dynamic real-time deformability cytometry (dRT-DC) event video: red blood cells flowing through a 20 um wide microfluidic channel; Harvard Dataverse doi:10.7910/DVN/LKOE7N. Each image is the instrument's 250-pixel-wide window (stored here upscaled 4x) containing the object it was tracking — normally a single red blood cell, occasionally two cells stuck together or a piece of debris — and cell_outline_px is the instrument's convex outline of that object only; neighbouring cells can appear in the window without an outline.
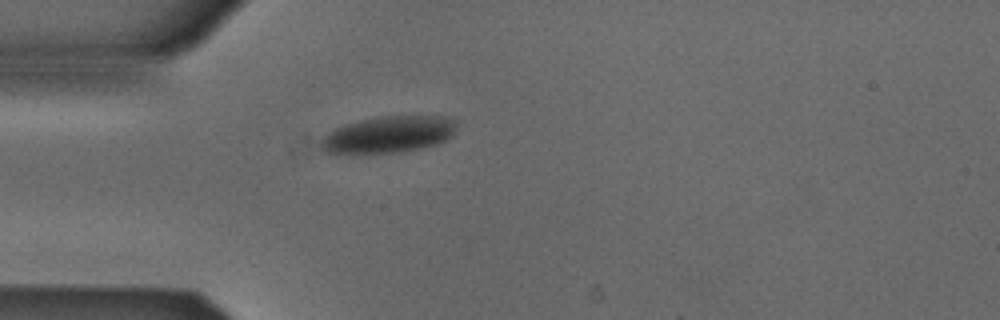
{"species": "Egyptian fruit bat (a non-hibernating species)", "species_latin": "Rousettus aegyptiacus", "temperature_condition": "cold", "stored_images_in_passage": 1, "camera_frame_rate_fps": 3000, "um_per_image_px": 0.085, "animal": {"sex": "male"}, "frame": {"image": 1, "passage_image": 1, "time_ms": 0.0, "image_size_px": [1000, 320], "cell_outline_px": [[456, 124], [452, 136], [436, 144], [420, 148], [400, 152], [324, 152], [320, 148], [320, 140], [328, 132], [344, 124], [376, 116], [444, 116], [456, 120]], "centroid_in_image_um": [33.02, 11.41], "position_along_channel_um": 52.0, "area_um2": 28.67}}